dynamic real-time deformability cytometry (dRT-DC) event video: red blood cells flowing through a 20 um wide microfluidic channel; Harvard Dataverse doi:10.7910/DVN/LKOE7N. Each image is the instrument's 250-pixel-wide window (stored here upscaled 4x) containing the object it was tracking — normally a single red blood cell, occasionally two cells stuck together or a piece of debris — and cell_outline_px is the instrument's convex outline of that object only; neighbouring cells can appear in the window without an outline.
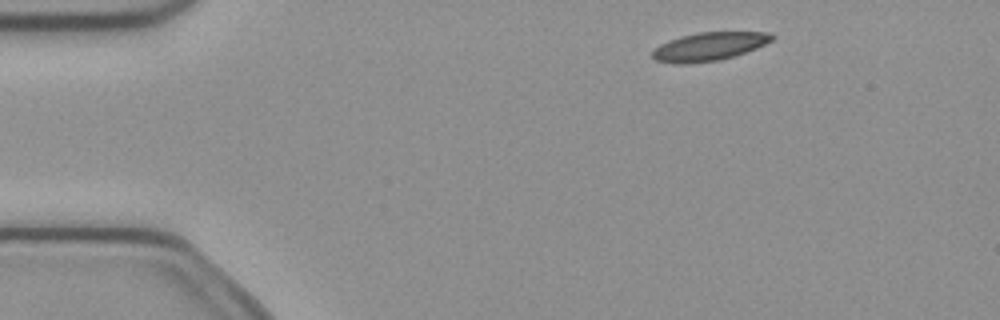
{"species": "common noctule bat (a hibernating species)", "species_latin": "Nyctalus noctula", "temperature_condition": "cold", "stored_images_in_passage": 3, "camera_frame_rate_fps": 3000, "um_per_image_px": 0.085, "animal": {"sex": "female", "body_mass_g": 21.9}, "frame": {"image": 1, "passage_image": 1, "time_ms": 0.0, "image_size_px": [1000, 320], "cell_outline_px": [[776, 36], [772, 40], [756, 48], [720, 60], [688, 64], [672, 64], [656, 60], [652, 56], [652, 52], [660, 44], [668, 40], [680, 36], [700, 32], [768, 32]], "centroid_in_image_um": [60.24, 3.95], "position_along_channel_um": 24.8, "area_um2": 19.71}}